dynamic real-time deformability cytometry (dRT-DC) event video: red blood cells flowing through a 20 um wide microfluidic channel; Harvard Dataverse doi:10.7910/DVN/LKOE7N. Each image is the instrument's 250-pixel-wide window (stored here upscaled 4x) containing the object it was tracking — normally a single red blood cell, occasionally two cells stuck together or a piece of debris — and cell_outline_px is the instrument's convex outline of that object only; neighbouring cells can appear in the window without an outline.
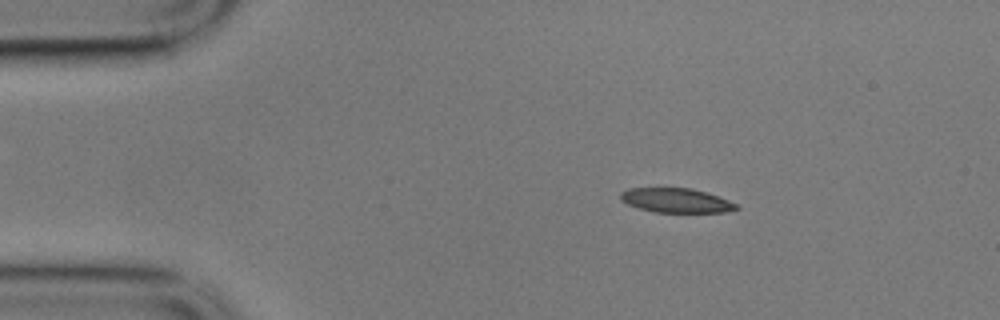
{"species": "common noctule bat (a hibernating species)", "species_latin": "Nyctalus noctula", "temperature_condition": "cold", "stored_images_in_passage": 48, "camera_frame_rate_fps": 3000, "um_per_image_px": 0.085, "animal": {"sex": "male", "body_mass_g": 17.9}, "frame": {"image": 1, "passage_image": 1, "time_ms": 0.0, "image_size_px": [1000, 320], "cell_outline_px": [[740, 208], [724, 212], [656, 212], [640, 208], [628, 204], [620, 200], [620, 192], [628, 188], [692, 188], [708, 192], [728, 200], [736, 204]], "centroid_in_image_um": [57.46, 17.02], "position_along_channel_um": 27.5, "area_um2": 16.42}}
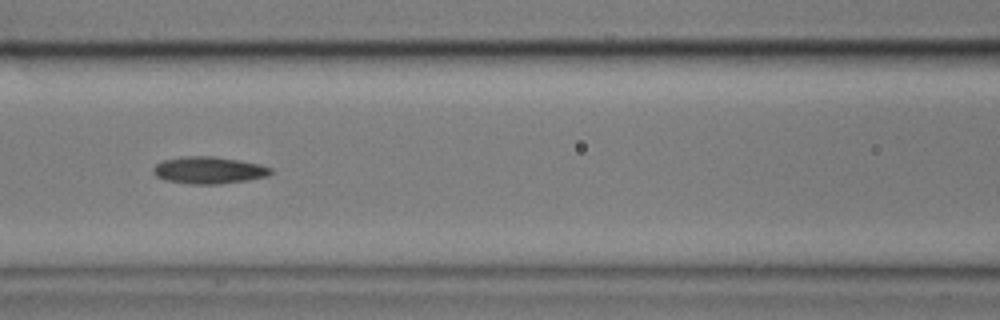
{"frame": {"image": 2, "passage_image": 16, "time_ms": 5.0, "image_size_px": [1000, 320], "cell_outline_px": [[272, 172], [268, 176], [248, 180], [216, 184], [188, 184], [164, 180], [156, 176], [152, 172], [152, 168], [156, 164], [164, 160], [180, 156], [212, 156], [260, 164], [272, 168]], "centroid_in_image_um": [17.71, 14.47], "position_along_channel_um": 148.9, "area_um2": 18.55}}
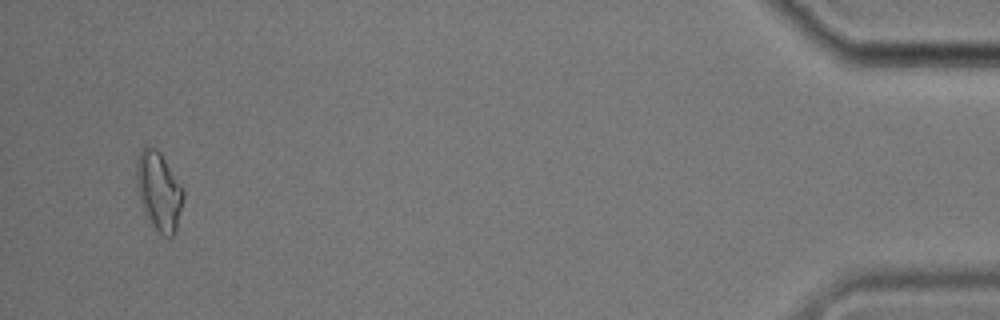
{"frame": {"image": 3, "passage_image": 46, "time_ms": 15.0, "image_size_px": [1000, 320], "cell_outline_px": [[184, 196], [176, 232], [172, 236], [164, 236], [156, 228], [144, 212], [140, 200], [136, 184], [136, 164], [140, 152], [144, 144], [156, 148], [160, 152], [184, 188]], "centroid_in_image_um": [13.51, 16.2], "position_along_channel_um": 421.7, "area_um2": 21.44}}